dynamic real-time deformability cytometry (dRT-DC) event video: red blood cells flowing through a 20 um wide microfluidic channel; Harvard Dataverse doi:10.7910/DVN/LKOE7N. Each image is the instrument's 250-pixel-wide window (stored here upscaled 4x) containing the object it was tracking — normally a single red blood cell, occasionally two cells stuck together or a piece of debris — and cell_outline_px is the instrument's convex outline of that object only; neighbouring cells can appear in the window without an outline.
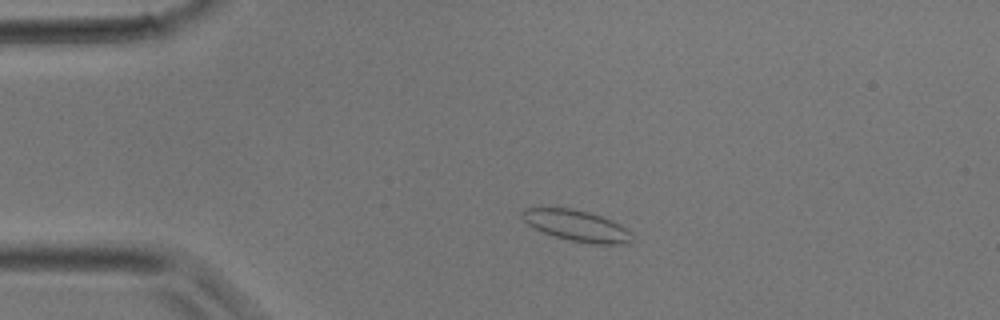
{"species": "common noctule bat (a hibernating species)", "species_latin": "Nyctalus noctula", "temperature_condition": "room temperature", "stored_images_in_passage": 32, "camera_frame_rate_fps": 3000, "um_per_image_px": 0.085, "animal": {"sex": "male", "body_mass_g": 17.9}, "frame": {"image": 1, "passage_image": 2, "time_ms": 0.333, "image_size_px": [1000, 320], "cell_outline_px": [[632, 240], [628, 244], [592, 244], [572, 240], [556, 236], [544, 232], [528, 224], [520, 216], [520, 212], [524, 208], [572, 208], [588, 212], [600, 216], [620, 224], [632, 232]], "centroid_in_image_um": [49.04, 19.18], "position_along_channel_um": 36.0, "area_um2": 19.71}}
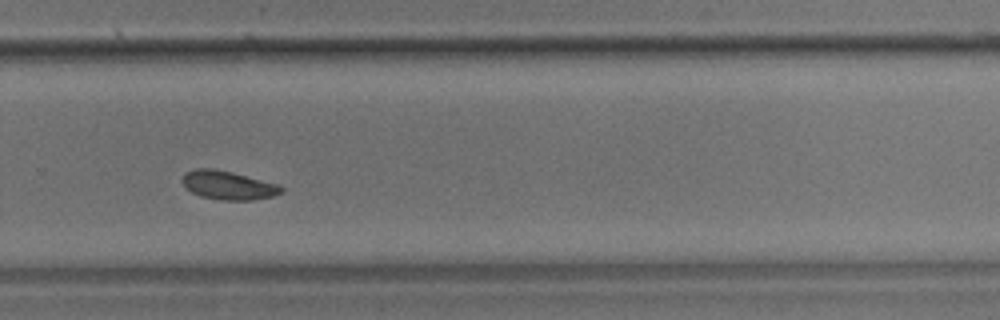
{"frame": {"image": 2, "passage_image": 20, "time_ms": 6.333, "image_size_px": [1000, 320], "cell_outline_px": [[284, 192], [272, 196], [252, 200], [220, 200], [200, 196], [192, 192], [180, 180], [184, 172], [196, 168], [212, 168], [232, 172], [280, 184], [284, 188]], "centroid_in_image_um": [19.41, 15.74], "position_along_channel_um": 310.4, "area_um2": 16.7}}
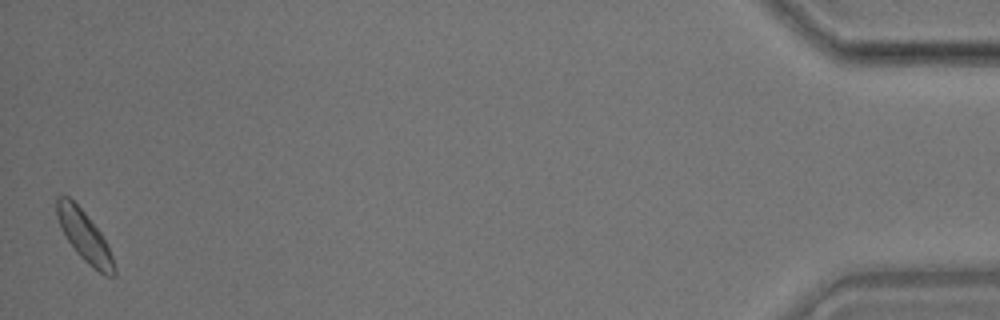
{"frame": {"image": 3, "passage_image": 32, "time_ms": 10.333, "image_size_px": [1000, 320], "cell_outline_px": [[116, 276], [104, 276], [92, 268], [76, 252], [68, 240], [56, 216], [56, 200], [60, 196], [68, 196], [84, 212], [100, 232], [112, 256], [116, 268]], "centroid_in_image_um": [7.2, 20.13], "position_along_channel_um": 428.0, "area_um2": 16.53}}